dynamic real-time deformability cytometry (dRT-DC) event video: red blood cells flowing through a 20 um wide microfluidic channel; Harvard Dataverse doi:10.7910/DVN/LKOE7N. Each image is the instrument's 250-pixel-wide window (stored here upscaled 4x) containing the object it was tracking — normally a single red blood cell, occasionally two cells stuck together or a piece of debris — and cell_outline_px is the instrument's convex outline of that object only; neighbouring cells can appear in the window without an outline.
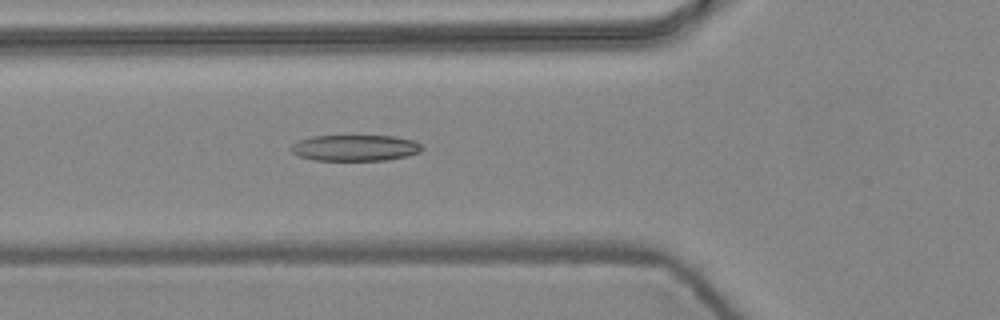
{"species": "common noctule bat (a hibernating species)", "species_latin": "Nyctalus noctula", "temperature_condition": "warm", "stored_images_in_passage": 3, "camera_frame_rate_fps": 3000, "um_per_image_px": 0.085, "animal": {"sex": "female", "body_mass_g": 24.6, "forearm_length_mm": 56.2}, "frame": {"image": 1, "passage_image": 3, "time_ms": 0.667, "image_size_px": [1000, 320], "cell_outline_px": [[424, 148], [420, 152], [408, 156], [384, 160], [312, 160], [300, 156], [292, 152], [288, 148], [292, 144], [300, 140], [312, 136], [392, 136], [412, 140], [420, 144]], "centroid_in_image_um": [30.17, 12.57], "position_along_channel_um": 95.6, "area_um2": 19.88}}